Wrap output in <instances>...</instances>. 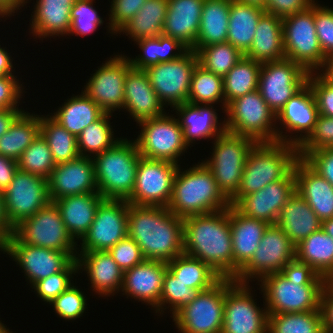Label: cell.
<instances>
[{
	"label": "cell",
	"mask_w": 333,
	"mask_h": 333,
	"mask_svg": "<svg viewBox=\"0 0 333 333\" xmlns=\"http://www.w3.org/2000/svg\"><path fill=\"white\" fill-rule=\"evenodd\" d=\"M127 225L146 260L169 262L184 253L183 218L168 207L128 203Z\"/></svg>",
	"instance_id": "1"
},
{
	"label": "cell",
	"mask_w": 333,
	"mask_h": 333,
	"mask_svg": "<svg viewBox=\"0 0 333 333\" xmlns=\"http://www.w3.org/2000/svg\"><path fill=\"white\" fill-rule=\"evenodd\" d=\"M184 253L208 264L222 278L233 279L229 208L183 219Z\"/></svg>",
	"instance_id": "2"
},
{
	"label": "cell",
	"mask_w": 333,
	"mask_h": 333,
	"mask_svg": "<svg viewBox=\"0 0 333 333\" xmlns=\"http://www.w3.org/2000/svg\"><path fill=\"white\" fill-rule=\"evenodd\" d=\"M259 281L268 314L320 310L321 294L328 282L313 270L296 265Z\"/></svg>",
	"instance_id": "3"
},
{
	"label": "cell",
	"mask_w": 333,
	"mask_h": 333,
	"mask_svg": "<svg viewBox=\"0 0 333 333\" xmlns=\"http://www.w3.org/2000/svg\"><path fill=\"white\" fill-rule=\"evenodd\" d=\"M180 168L179 165L173 180L168 205L170 212L184 219L231 206L230 200L218 187L212 171L203 160L183 172Z\"/></svg>",
	"instance_id": "4"
},
{
	"label": "cell",
	"mask_w": 333,
	"mask_h": 333,
	"mask_svg": "<svg viewBox=\"0 0 333 333\" xmlns=\"http://www.w3.org/2000/svg\"><path fill=\"white\" fill-rule=\"evenodd\" d=\"M298 158L295 145L280 141L255 143L247 155L240 187L230 204L235 205L243 196L283 179Z\"/></svg>",
	"instance_id": "5"
},
{
	"label": "cell",
	"mask_w": 333,
	"mask_h": 333,
	"mask_svg": "<svg viewBox=\"0 0 333 333\" xmlns=\"http://www.w3.org/2000/svg\"><path fill=\"white\" fill-rule=\"evenodd\" d=\"M140 158L136 141L127 138L92 158L98 192L104 199L127 201L131 197Z\"/></svg>",
	"instance_id": "6"
},
{
	"label": "cell",
	"mask_w": 333,
	"mask_h": 333,
	"mask_svg": "<svg viewBox=\"0 0 333 333\" xmlns=\"http://www.w3.org/2000/svg\"><path fill=\"white\" fill-rule=\"evenodd\" d=\"M225 112L226 132L249 137L256 143L280 141L290 144L289 135H282L284 132L275 126L276 114L266 104L258 89L232 100Z\"/></svg>",
	"instance_id": "7"
},
{
	"label": "cell",
	"mask_w": 333,
	"mask_h": 333,
	"mask_svg": "<svg viewBox=\"0 0 333 333\" xmlns=\"http://www.w3.org/2000/svg\"><path fill=\"white\" fill-rule=\"evenodd\" d=\"M255 143L249 137L225 132L214 140L212 158L203 161L229 200L240 187L247 155Z\"/></svg>",
	"instance_id": "8"
},
{
	"label": "cell",
	"mask_w": 333,
	"mask_h": 333,
	"mask_svg": "<svg viewBox=\"0 0 333 333\" xmlns=\"http://www.w3.org/2000/svg\"><path fill=\"white\" fill-rule=\"evenodd\" d=\"M282 27L285 58L301 65L309 73H317L326 57L316 35L314 3L305 11L283 18Z\"/></svg>",
	"instance_id": "9"
},
{
	"label": "cell",
	"mask_w": 333,
	"mask_h": 333,
	"mask_svg": "<svg viewBox=\"0 0 333 333\" xmlns=\"http://www.w3.org/2000/svg\"><path fill=\"white\" fill-rule=\"evenodd\" d=\"M295 245L277 224H269L253 257L239 271L235 282L248 283L250 278L261 280L272 273H281L295 266Z\"/></svg>",
	"instance_id": "10"
},
{
	"label": "cell",
	"mask_w": 333,
	"mask_h": 333,
	"mask_svg": "<svg viewBox=\"0 0 333 333\" xmlns=\"http://www.w3.org/2000/svg\"><path fill=\"white\" fill-rule=\"evenodd\" d=\"M12 235L21 243L57 250L78 252L77 241L69 234L54 202H49L34 215L22 220Z\"/></svg>",
	"instance_id": "11"
},
{
	"label": "cell",
	"mask_w": 333,
	"mask_h": 333,
	"mask_svg": "<svg viewBox=\"0 0 333 333\" xmlns=\"http://www.w3.org/2000/svg\"><path fill=\"white\" fill-rule=\"evenodd\" d=\"M173 116L165 113L138 122L142 129L135 141L141 157L179 163L178 158L188 145L178 119Z\"/></svg>",
	"instance_id": "12"
},
{
	"label": "cell",
	"mask_w": 333,
	"mask_h": 333,
	"mask_svg": "<svg viewBox=\"0 0 333 333\" xmlns=\"http://www.w3.org/2000/svg\"><path fill=\"white\" fill-rule=\"evenodd\" d=\"M226 278L200 291L172 318L180 333H221L224 318Z\"/></svg>",
	"instance_id": "13"
},
{
	"label": "cell",
	"mask_w": 333,
	"mask_h": 333,
	"mask_svg": "<svg viewBox=\"0 0 333 333\" xmlns=\"http://www.w3.org/2000/svg\"><path fill=\"white\" fill-rule=\"evenodd\" d=\"M248 285L226 278L221 333H268L267 308L257 306Z\"/></svg>",
	"instance_id": "14"
},
{
	"label": "cell",
	"mask_w": 333,
	"mask_h": 333,
	"mask_svg": "<svg viewBox=\"0 0 333 333\" xmlns=\"http://www.w3.org/2000/svg\"><path fill=\"white\" fill-rule=\"evenodd\" d=\"M309 72L289 59L264 62L259 75L258 91L277 115L284 105L306 84Z\"/></svg>",
	"instance_id": "15"
},
{
	"label": "cell",
	"mask_w": 333,
	"mask_h": 333,
	"mask_svg": "<svg viewBox=\"0 0 333 333\" xmlns=\"http://www.w3.org/2000/svg\"><path fill=\"white\" fill-rule=\"evenodd\" d=\"M198 63L197 53L189 49L180 58L151 65L145 69L151 86L165 106L188 102L192 72Z\"/></svg>",
	"instance_id": "16"
},
{
	"label": "cell",
	"mask_w": 333,
	"mask_h": 333,
	"mask_svg": "<svg viewBox=\"0 0 333 333\" xmlns=\"http://www.w3.org/2000/svg\"><path fill=\"white\" fill-rule=\"evenodd\" d=\"M2 195L8 223L14 228L50 202L48 179L18 169Z\"/></svg>",
	"instance_id": "17"
},
{
	"label": "cell",
	"mask_w": 333,
	"mask_h": 333,
	"mask_svg": "<svg viewBox=\"0 0 333 333\" xmlns=\"http://www.w3.org/2000/svg\"><path fill=\"white\" fill-rule=\"evenodd\" d=\"M179 165L166 160L141 157L138 162L135 187L129 204L168 207L173 180Z\"/></svg>",
	"instance_id": "18"
},
{
	"label": "cell",
	"mask_w": 333,
	"mask_h": 333,
	"mask_svg": "<svg viewBox=\"0 0 333 333\" xmlns=\"http://www.w3.org/2000/svg\"><path fill=\"white\" fill-rule=\"evenodd\" d=\"M128 202L104 199L98 206L88 232L81 239V251H108L128 235Z\"/></svg>",
	"instance_id": "19"
},
{
	"label": "cell",
	"mask_w": 333,
	"mask_h": 333,
	"mask_svg": "<svg viewBox=\"0 0 333 333\" xmlns=\"http://www.w3.org/2000/svg\"><path fill=\"white\" fill-rule=\"evenodd\" d=\"M109 59L92 74L83 91L105 113L123 109L125 79L132 68L129 57L125 55Z\"/></svg>",
	"instance_id": "20"
},
{
	"label": "cell",
	"mask_w": 333,
	"mask_h": 333,
	"mask_svg": "<svg viewBox=\"0 0 333 333\" xmlns=\"http://www.w3.org/2000/svg\"><path fill=\"white\" fill-rule=\"evenodd\" d=\"M5 252L24 271L33 286L37 281L63 271L78 252H61L19 242L12 234L5 239Z\"/></svg>",
	"instance_id": "21"
},
{
	"label": "cell",
	"mask_w": 333,
	"mask_h": 333,
	"mask_svg": "<svg viewBox=\"0 0 333 333\" xmlns=\"http://www.w3.org/2000/svg\"><path fill=\"white\" fill-rule=\"evenodd\" d=\"M296 191L293 169L281 180L243 196L234 206L245 216L276 224L283 205Z\"/></svg>",
	"instance_id": "22"
},
{
	"label": "cell",
	"mask_w": 333,
	"mask_h": 333,
	"mask_svg": "<svg viewBox=\"0 0 333 333\" xmlns=\"http://www.w3.org/2000/svg\"><path fill=\"white\" fill-rule=\"evenodd\" d=\"M98 192L92 157L76 159L55 165L48 178V195L51 202L60 198Z\"/></svg>",
	"instance_id": "23"
},
{
	"label": "cell",
	"mask_w": 333,
	"mask_h": 333,
	"mask_svg": "<svg viewBox=\"0 0 333 333\" xmlns=\"http://www.w3.org/2000/svg\"><path fill=\"white\" fill-rule=\"evenodd\" d=\"M166 270L167 262L145 260L124 271L122 294L156 308L159 305Z\"/></svg>",
	"instance_id": "24"
},
{
	"label": "cell",
	"mask_w": 333,
	"mask_h": 333,
	"mask_svg": "<svg viewBox=\"0 0 333 333\" xmlns=\"http://www.w3.org/2000/svg\"><path fill=\"white\" fill-rule=\"evenodd\" d=\"M233 249V279L253 257L268 223L242 214L234 205L229 207Z\"/></svg>",
	"instance_id": "25"
},
{
	"label": "cell",
	"mask_w": 333,
	"mask_h": 333,
	"mask_svg": "<svg viewBox=\"0 0 333 333\" xmlns=\"http://www.w3.org/2000/svg\"><path fill=\"white\" fill-rule=\"evenodd\" d=\"M318 116L317 103L307 83L284 105L276 115V120H280L279 122L289 130L288 132L297 133L295 137L290 135L289 138L290 144L298 147L313 132Z\"/></svg>",
	"instance_id": "26"
},
{
	"label": "cell",
	"mask_w": 333,
	"mask_h": 333,
	"mask_svg": "<svg viewBox=\"0 0 333 333\" xmlns=\"http://www.w3.org/2000/svg\"><path fill=\"white\" fill-rule=\"evenodd\" d=\"M164 105L145 70L131 68L125 79L124 105L135 122L164 115Z\"/></svg>",
	"instance_id": "27"
},
{
	"label": "cell",
	"mask_w": 333,
	"mask_h": 333,
	"mask_svg": "<svg viewBox=\"0 0 333 333\" xmlns=\"http://www.w3.org/2000/svg\"><path fill=\"white\" fill-rule=\"evenodd\" d=\"M293 171L296 191L305 199L321 221L333 217V186L303 158H298Z\"/></svg>",
	"instance_id": "28"
},
{
	"label": "cell",
	"mask_w": 333,
	"mask_h": 333,
	"mask_svg": "<svg viewBox=\"0 0 333 333\" xmlns=\"http://www.w3.org/2000/svg\"><path fill=\"white\" fill-rule=\"evenodd\" d=\"M79 253L76 257L78 270L84 267L82 271L87 273L93 288L92 291L98 293L99 297L102 295L108 297L121 290L124 271L113 260L108 251Z\"/></svg>",
	"instance_id": "29"
},
{
	"label": "cell",
	"mask_w": 333,
	"mask_h": 333,
	"mask_svg": "<svg viewBox=\"0 0 333 333\" xmlns=\"http://www.w3.org/2000/svg\"><path fill=\"white\" fill-rule=\"evenodd\" d=\"M204 0H168L162 34L193 50L200 27Z\"/></svg>",
	"instance_id": "30"
},
{
	"label": "cell",
	"mask_w": 333,
	"mask_h": 333,
	"mask_svg": "<svg viewBox=\"0 0 333 333\" xmlns=\"http://www.w3.org/2000/svg\"><path fill=\"white\" fill-rule=\"evenodd\" d=\"M213 106V104L185 102L174 107L173 111L176 110L179 115L177 119L188 147L196 141L195 139H216L226 132L225 121L218 123V114Z\"/></svg>",
	"instance_id": "31"
},
{
	"label": "cell",
	"mask_w": 333,
	"mask_h": 333,
	"mask_svg": "<svg viewBox=\"0 0 333 333\" xmlns=\"http://www.w3.org/2000/svg\"><path fill=\"white\" fill-rule=\"evenodd\" d=\"M103 200L101 194L95 192L66 196L53 202L59 209L69 234L74 240H81L88 232L96 210Z\"/></svg>",
	"instance_id": "32"
},
{
	"label": "cell",
	"mask_w": 333,
	"mask_h": 333,
	"mask_svg": "<svg viewBox=\"0 0 333 333\" xmlns=\"http://www.w3.org/2000/svg\"><path fill=\"white\" fill-rule=\"evenodd\" d=\"M276 224L296 246L313 232L321 229L322 221L297 192L283 205Z\"/></svg>",
	"instance_id": "33"
},
{
	"label": "cell",
	"mask_w": 333,
	"mask_h": 333,
	"mask_svg": "<svg viewBox=\"0 0 333 333\" xmlns=\"http://www.w3.org/2000/svg\"><path fill=\"white\" fill-rule=\"evenodd\" d=\"M295 249L296 266L313 270L333 281V238L322 228L310 234Z\"/></svg>",
	"instance_id": "34"
},
{
	"label": "cell",
	"mask_w": 333,
	"mask_h": 333,
	"mask_svg": "<svg viewBox=\"0 0 333 333\" xmlns=\"http://www.w3.org/2000/svg\"><path fill=\"white\" fill-rule=\"evenodd\" d=\"M74 3L75 0H36L31 33L38 38L68 35Z\"/></svg>",
	"instance_id": "35"
},
{
	"label": "cell",
	"mask_w": 333,
	"mask_h": 333,
	"mask_svg": "<svg viewBox=\"0 0 333 333\" xmlns=\"http://www.w3.org/2000/svg\"><path fill=\"white\" fill-rule=\"evenodd\" d=\"M244 56L260 63L285 59L283 27L280 17L269 13H264L261 16L255 30L253 43Z\"/></svg>",
	"instance_id": "36"
},
{
	"label": "cell",
	"mask_w": 333,
	"mask_h": 333,
	"mask_svg": "<svg viewBox=\"0 0 333 333\" xmlns=\"http://www.w3.org/2000/svg\"><path fill=\"white\" fill-rule=\"evenodd\" d=\"M264 13L260 5L231 0L226 42L245 54L253 43L257 24Z\"/></svg>",
	"instance_id": "37"
},
{
	"label": "cell",
	"mask_w": 333,
	"mask_h": 333,
	"mask_svg": "<svg viewBox=\"0 0 333 333\" xmlns=\"http://www.w3.org/2000/svg\"><path fill=\"white\" fill-rule=\"evenodd\" d=\"M231 0H204L200 27L193 50L227 40Z\"/></svg>",
	"instance_id": "38"
},
{
	"label": "cell",
	"mask_w": 333,
	"mask_h": 333,
	"mask_svg": "<svg viewBox=\"0 0 333 333\" xmlns=\"http://www.w3.org/2000/svg\"><path fill=\"white\" fill-rule=\"evenodd\" d=\"M62 107L50 115L57 123L76 137L105 112L84 92L66 100Z\"/></svg>",
	"instance_id": "39"
},
{
	"label": "cell",
	"mask_w": 333,
	"mask_h": 333,
	"mask_svg": "<svg viewBox=\"0 0 333 333\" xmlns=\"http://www.w3.org/2000/svg\"><path fill=\"white\" fill-rule=\"evenodd\" d=\"M168 0H146L135 16L124 24L116 34L123 32L133 41L162 35Z\"/></svg>",
	"instance_id": "40"
},
{
	"label": "cell",
	"mask_w": 333,
	"mask_h": 333,
	"mask_svg": "<svg viewBox=\"0 0 333 333\" xmlns=\"http://www.w3.org/2000/svg\"><path fill=\"white\" fill-rule=\"evenodd\" d=\"M40 134V115L22 112L0 137V155L15 161Z\"/></svg>",
	"instance_id": "41"
},
{
	"label": "cell",
	"mask_w": 333,
	"mask_h": 333,
	"mask_svg": "<svg viewBox=\"0 0 333 333\" xmlns=\"http://www.w3.org/2000/svg\"><path fill=\"white\" fill-rule=\"evenodd\" d=\"M136 42L143 54L136 56L135 59L129 57V60L132 68L141 70H145L151 65L176 60L189 50L179 40L163 34ZM176 50L177 52H175Z\"/></svg>",
	"instance_id": "42"
},
{
	"label": "cell",
	"mask_w": 333,
	"mask_h": 333,
	"mask_svg": "<svg viewBox=\"0 0 333 333\" xmlns=\"http://www.w3.org/2000/svg\"><path fill=\"white\" fill-rule=\"evenodd\" d=\"M167 269L186 286L195 290H206L222 277L208 264L185 253L167 262Z\"/></svg>",
	"instance_id": "43"
},
{
	"label": "cell",
	"mask_w": 333,
	"mask_h": 333,
	"mask_svg": "<svg viewBox=\"0 0 333 333\" xmlns=\"http://www.w3.org/2000/svg\"><path fill=\"white\" fill-rule=\"evenodd\" d=\"M261 67L262 63L243 56L223 77L225 109L232 100L258 89Z\"/></svg>",
	"instance_id": "44"
},
{
	"label": "cell",
	"mask_w": 333,
	"mask_h": 333,
	"mask_svg": "<svg viewBox=\"0 0 333 333\" xmlns=\"http://www.w3.org/2000/svg\"><path fill=\"white\" fill-rule=\"evenodd\" d=\"M40 134L47 141L56 165L80 156L77 148V137L68 132L50 115L40 116Z\"/></svg>",
	"instance_id": "45"
},
{
	"label": "cell",
	"mask_w": 333,
	"mask_h": 333,
	"mask_svg": "<svg viewBox=\"0 0 333 333\" xmlns=\"http://www.w3.org/2000/svg\"><path fill=\"white\" fill-rule=\"evenodd\" d=\"M110 116H112L111 113H104L79 134L77 137V148L80 156L94 157L113 147L122 139L114 138L113 127L109 121ZM92 154L93 156H91Z\"/></svg>",
	"instance_id": "46"
},
{
	"label": "cell",
	"mask_w": 333,
	"mask_h": 333,
	"mask_svg": "<svg viewBox=\"0 0 333 333\" xmlns=\"http://www.w3.org/2000/svg\"><path fill=\"white\" fill-rule=\"evenodd\" d=\"M218 101L223 104L222 110L225 111L223 77L197 63L191 76L188 102L215 104Z\"/></svg>",
	"instance_id": "47"
},
{
	"label": "cell",
	"mask_w": 333,
	"mask_h": 333,
	"mask_svg": "<svg viewBox=\"0 0 333 333\" xmlns=\"http://www.w3.org/2000/svg\"><path fill=\"white\" fill-rule=\"evenodd\" d=\"M268 333H324L321 312L268 314Z\"/></svg>",
	"instance_id": "48"
},
{
	"label": "cell",
	"mask_w": 333,
	"mask_h": 333,
	"mask_svg": "<svg viewBox=\"0 0 333 333\" xmlns=\"http://www.w3.org/2000/svg\"><path fill=\"white\" fill-rule=\"evenodd\" d=\"M196 53L201 66L222 77L244 56L229 42L211 44L200 48Z\"/></svg>",
	"instance_id": "49"
},
{
	"label": "cell",
	"mask_w": 333,
	"mask_h": 333,
	"mask_svg": "<svg viewBox=\"0 0 333 333\" xmlns=\"http://www.w3.org/2000/svg\"><path fill=\"white\" fill-rule=\"evenodd\" d=\"M19 170L48 179L55 163L47 141L41 134L28 146L17 160Z\"/></svg>",
	"instance_id": "50"
},
{
	"label": "cell",
	"mask_w": 333,
	"mask_h": 333,
	"mask_svg": "<svg viewBox=\"0 0 333 333\" xmlns=\"http://www.w3.org/2000/svg\"><path fill=\"white\" fill-rule=\"evenodd\" d=\"M199 293L200 290L189 288L167 269L163 279L159 305L154 308V311L158 312V314H163L162 311L166 309V304H169L167 308L170 307L169 311L172 312L171 317H173L181 308L194 300Z\"/></svg>",
	"instance_id": "51"
},
{
	"label": "cell",
	"mask_w": 333,
	"mask_h": 333,
	"mask_svg": "<svg viewBox=\"0 0 333 333\" xmlns=\"http://www.w3.org/2000/svg\"><path fill=\"white\" fill-rule=\"evenodd\" d=\"M77 260L74 259L63 271L52 274L44 279L37 281L32 287L37 296L46 303H51L56 297L64 292L73 279V274L78 273ZM72 278V279H71Z\"/></svg>",
	"instance_id": "52"
},
{
	"label": "cell",
	"mask_w": 333,
	"mask_h": 333,
	"mask_svg": "<svg viewBox=\"0 0 333 333\" xmlns=\"http://www.w3.org/2000/svg\"><path fill=\"white\" fill-rule=\"evenodd\" d=\"M94 0H75L71 7V25L68 35H89L103 24V19L93 7Z\"/></svg>",
	"instance_id": "53"
},
{
	"label": "cell",
	"mask_w": 333,
	"mask_h": 333,
	"mask_svg": "<svg viewBox=\"0 0 333 333\" xmlns=\"http://www.w3.org/2000/svg\"><path fill=\"white\" fill-rule=\"evenodd\" d=\"M85 297L84 293L72 284L49 304L60 318L75 320L80 318L87 308Z\"/></svg>",
	"instance_id": "54"
},
{
	"label": "cell",
	"mask_w": 333,
	"mask_h": 333,
	"mask_svg": "<svg viewBox=\"0 0 333 333\" xmlns=\"http://www.w3.org/2000/svg\"><path fill=\"white\" fill-rule=\"evenodd\" d=\"M333 148V117L318 116L313 132L298 146V157L304 158L309 152Z\"/></svg>",
	"instance_id": "55"
},
{
	"label": "cell",
	"mask_w": 333,
	"mask_h": 333,
	"mask_svg": "<svg viewBox=\"0 0 333 333\" xmlns=\"http://www.w3.org/2000/svg\"><path fill=\"white\" fill-rule=\"evenodd\" d=\"M314 24L321 50L328 58L333 55V8L314 2Z\"/></svg>",
	"instance_id": "56"
},
{
	"label": "cell",
	"mask_w": 333,
	"mask_h": 333,
	"mask_svg": "<svg viewBox=\"0 0 333 333\" xmlns=\"http://www.w3.org/2000/svg\"><path fill=\"white\" fill-rule=\"evenodd\" d=\"M108 252L123 271L146 260L138 244L128 235L111 247Z\"/></svg>",
	"instance_id": "57"
},
{
	"label": "cell",
	"mask_w": 333,
	"mask_h": 333,
	"mask_svg": "<svg viewBox=\"0 0 333 333\" xmlns=\"http://www.w3.org/2000/svg\"><path fill=\"white\" fill-rule=\"evenodd\" d=\"M146 0H112L110 17H109V32L117 33V31L131 20L135 14L142 8Z\"/></svg>",
	"instance_id": "58"
},
{
	"label": "cell",
	"mask_w": 333,
	"mask_h": 333,
	"mask_svg": "<svg viewBox=\"0 0 333 333\" xmlns=\"http://www.w3.org/2000/svg\"><path fill=\"white\" fill-rule=\"evenodd\" d=\"M307 83L314 94L319 114L333 117V86L325 81L318 72L309 73Z\"/></svg>",
	"instance_id": "59"
},
{
	"label": "cell",
	"mask_w": 333,
	"mask_h": 333,
	"mask_svg": "<svg viewBox=\"0 0 333 333\" xmlns=\"http://www.w3.org/2000/svg\"><path fill=\"white\" fill-rule=\"evenodd\" d=\"M315 0H264L262 7L265 13L281 19L307 10Z\"/></svg>",
	"instance_id": "60"
},
{
	"label": "cell",
	"mask_w": 333,
	"mask_h": 333,
	"mask_svg": "<svg viewBox=\"0 0 333 333\" xmlns=\"http://www.w3.org/2000/svg\"><path fill=\"white\" fill-rule=\"evenodd\" d=\"M16 78L14 75L0 76V111L7 108L19 109L18 101L22 98L24 88Z\"/></svg>",
	"instance_id": "61"
},
{
	"label": "cell",
	"mask_w": 333,
	"mask_h": 333,
	"mask_svg": "<svg viewBox=\"0 0 333 333\" xmlns=\"http://www.w3.org/2000/svg\"><path fill=\"white\" fill-rule=\"evenodd\" d=\"M303 159L333 186V148L311 151Z\"/></svg>",
	"instance_id": "62"
},
{
	"label": "cell",
	"mask_w": 333,
	"mask_h": 333,
	"mask_svg": "<svg viewBox=\"0 0 333 333\" xmlns=\"http://www.w3.org/2000/svg\"><path fill=\"white\" fill-rule=\"evenodd\" d=\"M320 312L324 333H333V281H328L321 294Z\"/></svg>",
	"instance_id": "63"
},
{
	"label": "cell",
	"mask_w": 333,
	"mask_h": 333,
	"mask_svg": "<svg viewBox=\"0 0 333 333\" xmlns=\"http://www.w3.org/2000/svg\"><path fill=\"white\" fill-rule=\"evenodd\" d=\"M18 169L17 161L0 155V192L9 186Z\"/></svg>",
	"instance_id": "64"
},
{
	"label": "cell",
	"mask_w": 333,
	"mask_h": 333,
	"mask_svg": "<svg viewBox=\"0 0 333 333\" xmlns=\"http://www.w3.org/2000/svg\"><path fill=\"white\" fill-rule=\"evenodd\" d=\"M23 111L22 109L13 108L0 111V137L9 130L12 123Z\"/></svg>",
	"instance_id": "65"
},
{
	"label": "cell",
	"mask_w": 333,
	"mask_h": 333,
	"mask_svg": "<svg viewBox=\"0 0 333 333\" xmlns=\"http://www.w3.org/2000/svg\"><path fill=\"white\" fill-rule=\"evenodd\" d=\"M25 3H28V0H0V18L11 17L15 10L16 12L20 10Z\"/></svg>",
	"instance_id": "66"
},
{
	"label": "cell",
	"mask_w": 333,
	"mask_h": 333,
	"mask_svg": "<svg viewBox=\"0 0 333 333\" xmlns=\"http://www.w3.org/2000/svg\"><path fill=\"white\" fill-rule=\"evenodd\" d=\"M9 55L7 50L0 45V76L14 75V73H12L14 72V70H12L14 68L12 65L13 60Z\"/></svg>",
	"instance_id": "67"
},
{
	"label": "cell",
	"mask_w": 333,
	"mask_h": 333,
	"mask_svg": "<svg viewBox=\"0 0 333 333\" xmlns=\"http://www.w3.org/2000/svg\"><path fill=\"white\" fill-rule=\"evenodd\" d=\"M13 227L8 223L5 209H4V202H3V195L0 192V235L6 239L13 233Z\"/></svg>",
	"instance_id": "68"
},
{
	"label": "cell",
	"mask_w": 333,
	"mask_h": 333,
	"mask_svg": "<svg viewBox=\"0 0 333 333\" xmlns=\"http://www.w3.org/2000/svg\"><path fill=\"white\" fill-rule=\"evenodd\" d=\"M324 68H325V70H324ZM318 74L325 81H327L330 85L333 86V55L326 58L324 65L322 66V70L319 71Z\"/></svg>",
	"instance_id": "69"
},
{
	"label": "cell",
	"mask_w": 333,
	"mask_h": 333,
	"mask_svg": "<svg viewBox=\"0 0 333 333\" xmlns=\"http://www.w3.org/2000/svg\"><path fill=\"white\" fill-rule=\"evenodd\" d=\"M321 228L323 231L333 238V217L322 221Z\"/></svg>",
	"instance_id": "70"
},
{
	"label": "cell",
	"mask_w": 333,
	"mask_h": 333,
	"mask_svg": "<svg viewBox=\"0 0 333 333\" xmlns=\"http://www.w3.org/2000/svg\"><path fill=\"white\" fill-rule=\"evenodd\" d=\"M239 2H244V3H251V4H257L262 6L264 0H236Z\"/></svg>",
	"instance_id": "71"
},
{
	"label": "cell",
	"mask_w": 333,
	"mask_h": 333,
	"mask_svg": "<svg viewBox=\"0 0 333 333\" xmlns=\"http://www.w3.org/2000/svg\"><path fill=\"white\" fill-rule=\"evenodd\" d=\"M0 251L5 253V239L0 235Z\"/></svg>",
	"instance_id": "72"
},
{
	"label": "cell",
	"mask_w": 333,
	"mask_h": 333,
	"mask_svg": "<svg viewBox=\"0 0 333 333\" xmlns=\"http://www.w3.org/2000/svg\"><path fill=\"white\" fill-rule=\"evenodd\" d=\"M9 330L7 329L4 324L0 321V333H6Z\"/></svg>",
	"instance_id": "73"
}]
</instances>
